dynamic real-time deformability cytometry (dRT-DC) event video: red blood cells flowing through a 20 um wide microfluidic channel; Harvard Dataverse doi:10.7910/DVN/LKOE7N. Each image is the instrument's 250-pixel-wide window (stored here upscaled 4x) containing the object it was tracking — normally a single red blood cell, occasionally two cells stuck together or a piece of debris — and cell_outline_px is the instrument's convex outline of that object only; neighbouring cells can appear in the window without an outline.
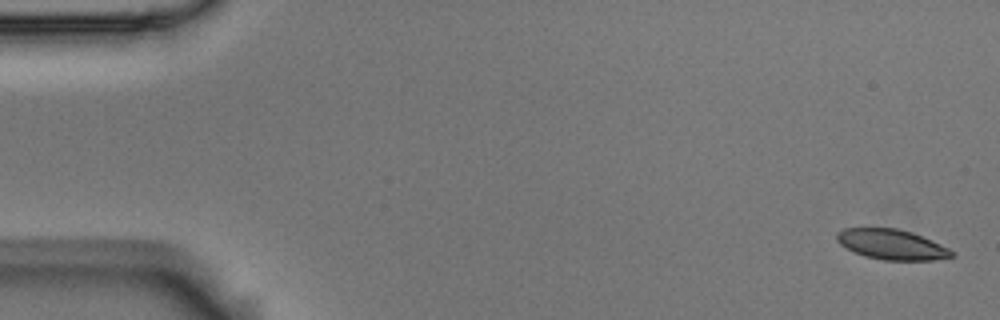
{"species": "Egyptian fruit bat (a non-hibernating species)", "species_latin": "Rousettus aegyptiacus", "temperature_condition": "room temperature", "stored_images_in_passage": 6, "segment_of_instrument_passage": [1, 2], "camera_frame_rate_fps": 3000, "um_per_image_px": 0.085, "animal": {"sex": "male"}, "frame": {"image": 1, "passage_image": 1, "time_ms": 0.0, "image_size_px": [1000, 320], "cell_outline_px": [[956, 256], [932, 260], [884, 260], [864, 256], [840, 244], [836, 240], [836, 232], [844, 228], [896, 228], [912, 232], [940, 244], [948, 248]], "centroid_in_image_um": [75.78, 20.77], "position_along_channel_um": 9.2, "area_um2": 20.06}}
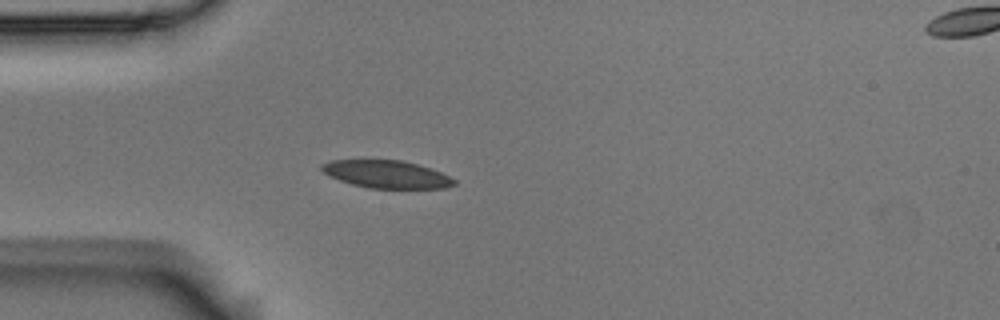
{"frame": {"image": 2, "passage_image": 5, "time_ms": 1.333, "image_size_px": [1000, 320], "cell_outline_px": [[456, 184], [444, 188], [368, 188], [352, 184], [328, 176], [320, 168], [320, 164], [332, 160], [400, 160], [416, 164], [440, 172], [456, 180]], "centroid_in_image_um": [32.82, 14.81], "position_along_channel_um": 52.2, "area_um2": 21.15}}